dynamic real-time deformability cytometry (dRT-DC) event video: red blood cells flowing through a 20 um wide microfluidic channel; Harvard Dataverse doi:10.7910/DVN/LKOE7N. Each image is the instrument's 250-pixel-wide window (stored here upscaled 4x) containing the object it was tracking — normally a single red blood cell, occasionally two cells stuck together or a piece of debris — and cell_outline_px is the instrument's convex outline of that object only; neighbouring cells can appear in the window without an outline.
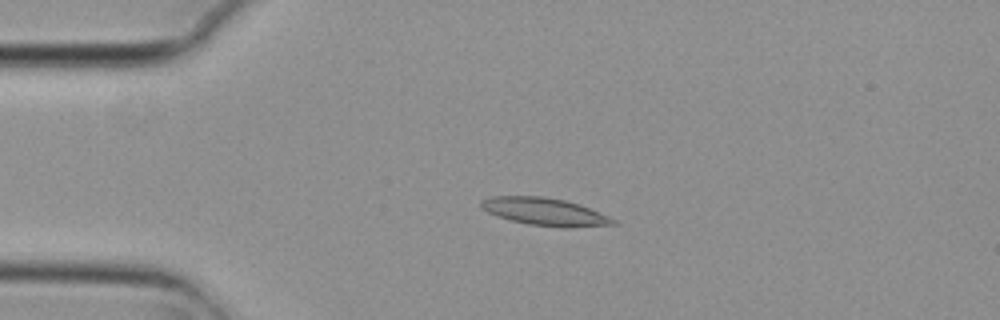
{"species": "common noctule bat (a hibernating species)", "species_latin": "Nyctalus noctula", "temperature_condition": "cold", "stored_images_in_passage": 3, "camera_frame_rate_fps": 3000, "um_per_image_px": 0.085, "animal": {"sex": "female", "body_mass_g": 29.2, "forearm_length_mm": 56.3}, "frame": {"image": 1, "passage_image": 2, "time_ms": 0.333, "image_size_px": [1000, 320], "cell_outline_px": [[620, 224], [572, 228], [564, 228], [528, 224], [496, 216], [480, 208], [480, 200], [492, 196], [544, 196], [564, 200], [580, 204], [608, 216], [616, 220]], "centroid_in_image_um": [46.32, 18.0], "position_along_channel_um": 38.7, "area_um2": 21.44}}